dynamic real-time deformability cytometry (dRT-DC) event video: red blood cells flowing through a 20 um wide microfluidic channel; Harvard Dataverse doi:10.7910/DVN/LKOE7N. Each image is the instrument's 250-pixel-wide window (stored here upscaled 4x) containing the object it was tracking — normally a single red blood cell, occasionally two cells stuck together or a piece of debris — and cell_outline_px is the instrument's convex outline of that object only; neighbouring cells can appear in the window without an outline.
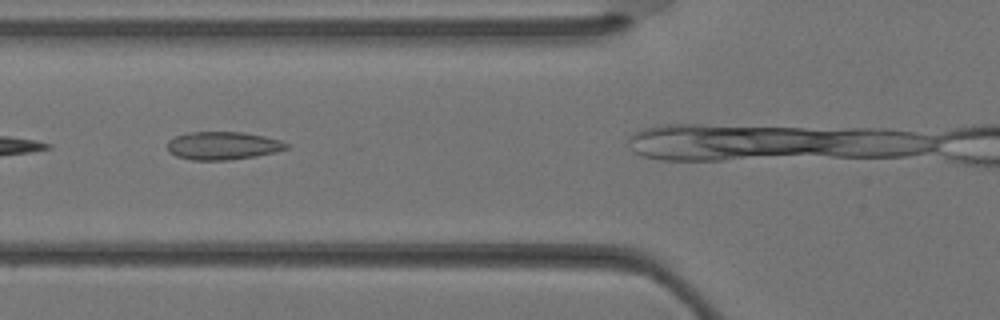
{"species": "Egyptian fruit bat (a non-hibernating species)", "species_latin": "Rousettus aegyptiacus", "temperature_condition": "warm", "stored_images_in_passage": 9, "camera_frame_rate_fps": 3000, "um_per_image_px": 0.085, "animal": {"sex": "female"}, "frame": {"image": 1, "passage_image": 4, "time_ms": 1.0, "image_size_px": [1000, 320], "cell_outline_px": [[288, 148], [276, 152], [256, 156], [228, 160], [192, 160], [176, 156], [168, 152], [168, 140], [176, 136], [188, 132], [240, 132], [264, 136], [280, 140], [288, 144]], "centroid_in_image_um": [18.93, 12.38], "position_along_channel_um": 106.9, "area_um2": 19.42}}